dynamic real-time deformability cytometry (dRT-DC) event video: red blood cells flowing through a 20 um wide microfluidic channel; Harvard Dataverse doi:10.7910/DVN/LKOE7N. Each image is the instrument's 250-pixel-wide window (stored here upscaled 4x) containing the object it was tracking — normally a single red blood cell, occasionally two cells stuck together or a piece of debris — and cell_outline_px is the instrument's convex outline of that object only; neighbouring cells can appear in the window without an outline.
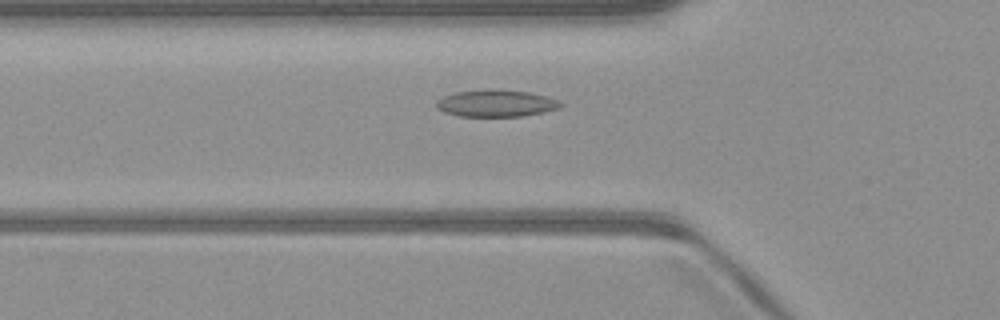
{"species": "common noctule bat (a hibernating species)", "species_latin": "Nyctalus noctula", "temperature_condition": "warm", "stored_images_in_passage": 48, "camera_frame_rate_fps": 3000, "um_per_image_px": 0.085, "animal": {"sex": "male", "body_mass_g": 23.1, "forearm_length_mm": 52.7}, "frame": {"image": 1, "passage_image": 15, "time_ms": 4.667, "image_size_px": [1000, 320], "cell_outline_px": [[564, 104], [560, 108], [544, 112], [524, 116], [460, 116], [444, 112], [436, 104], [436, 100], [444, 96], [456, 92], [492, 88], [504, 88], [528, 92], [548, 96], [560, 100]], "centroid_in_image_um": [42.24, 8.76], "position_along_channel_um": 83.6, "area_um2": 19.83}}
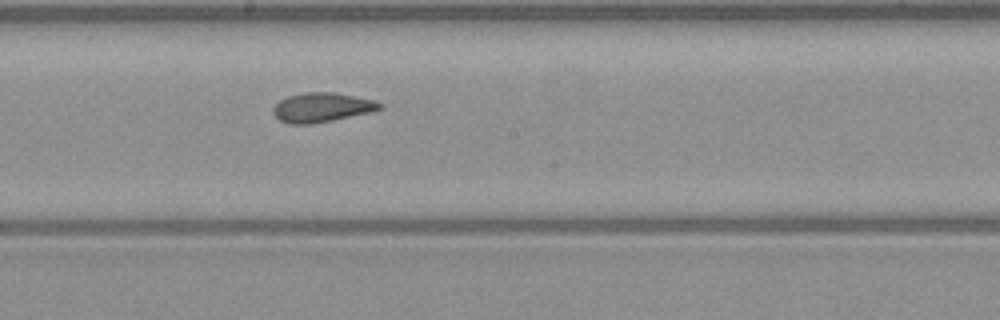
{"frame": {"image": 2, "passage_image": 25, "time_ms": 8.0, "image_size_px": [1000, 320], "cell_outline_px": [[384, 108], [372, 112], [312, 124], [292, 124], [280, 120], [272, 112], [272, 108], [280, 100], [288, 96], [304, 92], [336, 92], [372, 100], [384, 104]], "centroid_in_image_um": [27.37, 9.12], "position_along_channel_um": 220.8, "area_um2": 18.26}}
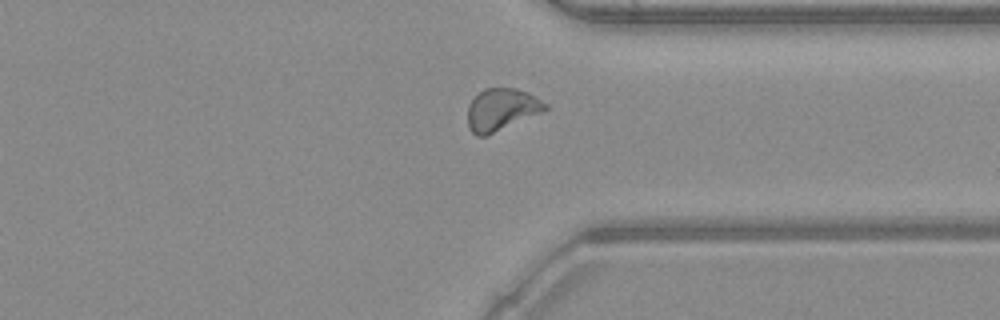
{"frame": {"image": 3, "passage_image": 36, "time_ms": 11.667, "image_size_px": [1000, 320], "cell_outline_px": [[548, 108], [540, 112], [488, 136], [476, 136], [472, 132], [468, 124], [468, 104], [484, 88], [516, 88], [528, 92], [548, 104]], "centroid_in_image_um": [42.61, 9.31], "position_along_channel_um": 368.8, "area_um2": 18.9}, "authors_computed_cell_mechanics": {"area_um2": 18.5249, "velocity_mm_per_s": 4.0877, "shape_relaxation_time_tau1_ms": 10.9103, "shape_relaxation_time_tau2_ms": 2.0951, "deformation_change_tau1": 0.2292, "deformation_change_tau2": 0.0861}}